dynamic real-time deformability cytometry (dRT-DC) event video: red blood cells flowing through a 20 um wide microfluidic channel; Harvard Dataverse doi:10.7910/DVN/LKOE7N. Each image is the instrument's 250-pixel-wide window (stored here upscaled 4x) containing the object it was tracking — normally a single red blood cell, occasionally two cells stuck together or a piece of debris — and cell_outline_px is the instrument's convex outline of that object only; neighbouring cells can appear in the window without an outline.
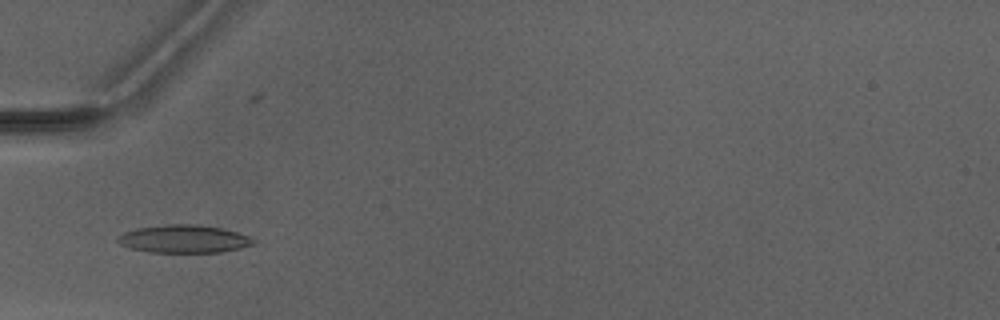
{"species": "Egyptian fruit bat (a non-hibernating species)", "species_latin": "Rousettus aegyptiacus", "temperature_condition": "warm", "stored_images_in_passage": 3, "camera_frame_rate_fps": 3000, "um_per_image_px": 0.085, "animal": {"sex": "male"}, "frame": {"image": 1, "passage_image": 3, "time_ms": 2.333, "image_size_px": [1000, 320], "cell_outline_px": [[256, 244], [240, 248], [220, 252], [148, 252], [128, 248], [120, 244], [116, 240], [116, 236], [124, 232], [136, 228], [164, 224], [196, 224], [224, 228], [248, 236], [256, 240]], "centroid_in_image_um": [15.6, 20.3], "position_along_channel_um": 69.4, "area_um2": 22.31}}